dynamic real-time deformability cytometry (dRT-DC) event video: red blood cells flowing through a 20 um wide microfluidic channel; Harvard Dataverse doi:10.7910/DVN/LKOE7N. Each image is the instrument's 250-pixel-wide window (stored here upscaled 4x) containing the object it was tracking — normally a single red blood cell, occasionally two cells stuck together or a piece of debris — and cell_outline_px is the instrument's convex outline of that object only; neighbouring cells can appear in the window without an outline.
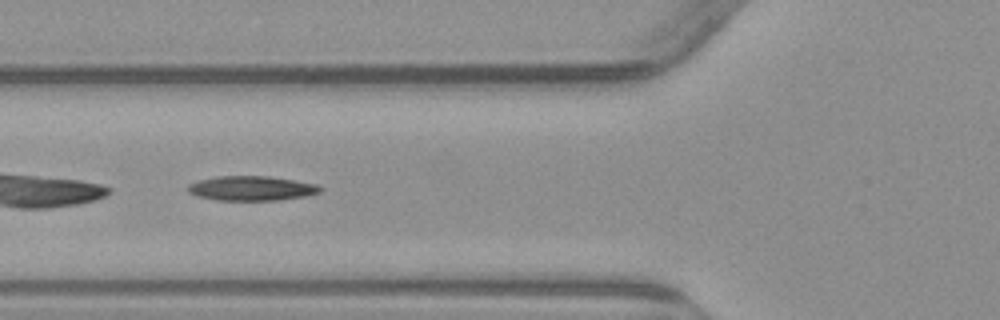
{"species": "common noctule bat (a hibernating species)", "species_latin": "Nyctalus noctula", "temperature_condition": "warm", "stored_images_in_passage": 7, "camera_frame_rate_fps": 3000, "um_per_image_px": 0.085, "animal": {"sex": "male", "body_mass_g": 23.1, "forearm_length_mm": 52.7}, "frame": {"image": 1, "passage_image": 5, "time_ms": 5.667, "image_size_px": [1000, 320], "cell_outline_px": [[324, 188], [320, 192], [304, 196], [280, 200], [216, 200], [196, 196], [188, 192], [188, 184], [200, 180], [216, 176], [268, 176], [296, 180], [320, 184]], "centroid_in_image_um": [21.42, 16.0], "position_along_channel_um": 104.4, "area_um2": 19.13}}
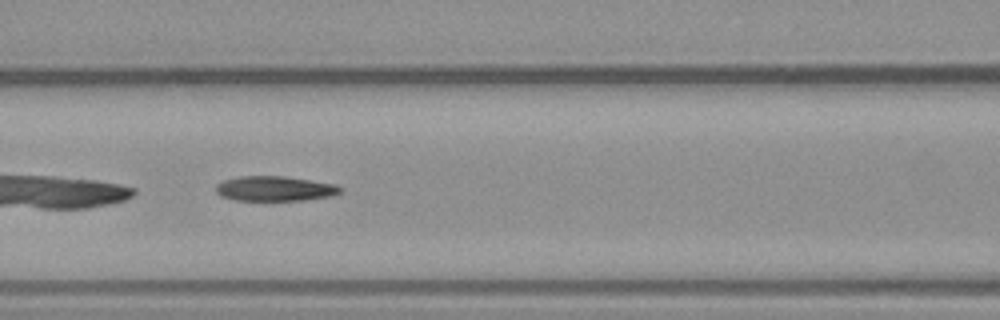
{"frame": {"image": 2, "passage_image": 6, "time_ms": 6.667, "image_size_px": [1000, 320], "cell_outline_px": [[344, 188], [340, 192], [332, 196], [304, 200], [232, 200], [220, 196], [216, 192], [216, 184], [224, 180], [240, 176], [284, 176], [312, 180], [336, 184]], "centroid_in_image_um": [23.37, 16.03], "position_along_channel_um": 143.2, "area_um2": 18.21}}
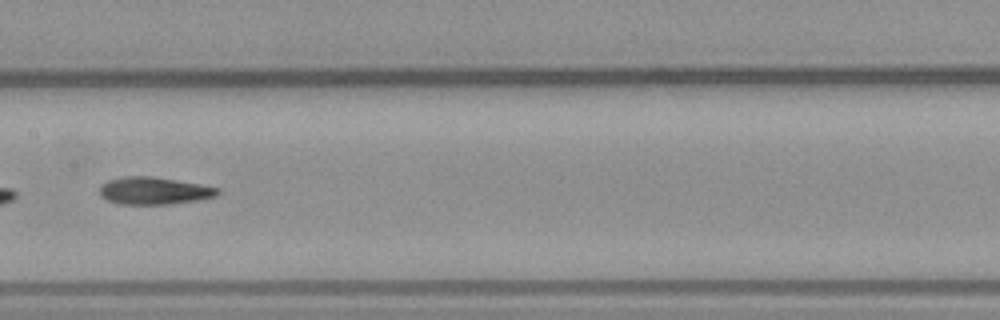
{"frame": {"image": 3, "passage_image": 7, "time_ms": 8.0, "image_size_px": [1000, 320], "cell_outline_px": [[220, 192], [216, 196], [200, 200], [168, 204], [120, 204], [108, 200], [100, 196], [100, 184], [108, 180], [124, 176], [152, 176], [200, 184], [220, 188]], "centroid_in_image_um": [13.09, 16.21], "position_along_channel_um": 194.3, "area_um2": 18.9}}